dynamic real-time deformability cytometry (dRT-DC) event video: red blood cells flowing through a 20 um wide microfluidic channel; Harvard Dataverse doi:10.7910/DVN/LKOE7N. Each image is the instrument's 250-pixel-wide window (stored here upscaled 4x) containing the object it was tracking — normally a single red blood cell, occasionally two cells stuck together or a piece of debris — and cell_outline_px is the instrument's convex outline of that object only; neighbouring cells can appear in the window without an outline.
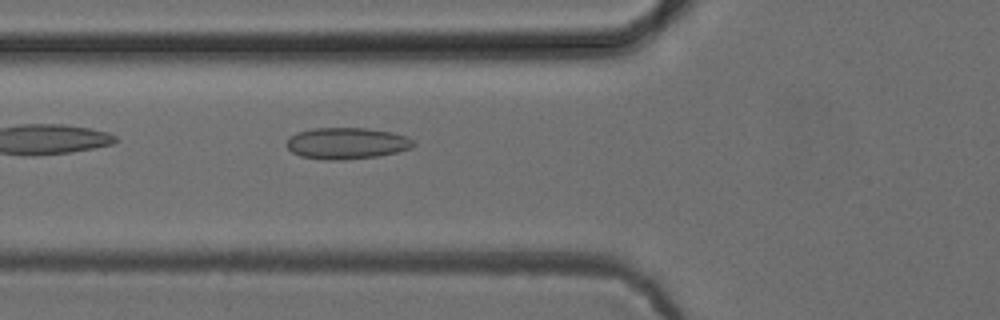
{"species": "common noctule bat (a hibernating species)", "species_latin": "Nyctalus noctula", "temperature_condition": "cold", "stored_images_in_passage": 36, "camera_frame_rate_fps": 3000, "um_per_image_px": 0.085, "animal": {"sex": "female", "body_mass_g": 24.6, "forearm_length_mm": 56.2}, "frame": {"image": 1, "passage_image": 3, "time_ms": 0.667, "image_size_px": [1000, 320], "cell_outline_px": [[416, 144], [412, 148], [380, 156], [344, 160], [324, 160], [300, 156], [292, 152], [284, 144], [288, 136], [296, 132], [316, 128], [364, 128], [392, 132], [408, 136]], "centroid_in_image_um": [29.45, 12.18], "position_along_channel_um": 96.4, "area_um2": 23.58}}
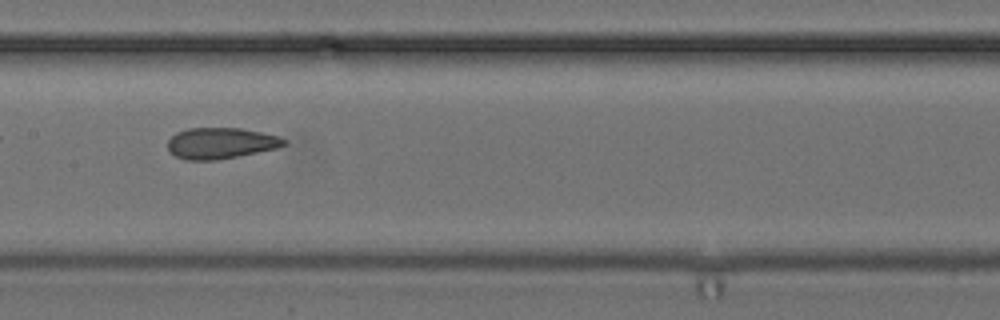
{"frame": {"image": 2, "passage_image": 10, "time_ms": 3.0, "image_size_px": [1000, 320], "cell_outline_px": [[288, 144], [276, 148], [216, 160], [184, 160], [176, 156], [168, 148], [168, 140], [176, 132], [188, 128], [240, 128], [280, 136], [288, 140]], "centroid_in_image_um": [18.77, 12.16], "position_along_channel_um": 188.6, "area_um2": 20.98}}
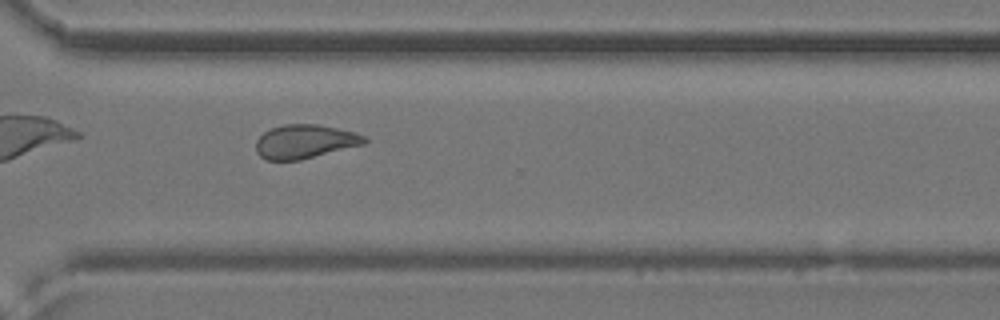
{"frame": {"image": 3, "passage_image": 22, "time_ms": 7.0, "image_size_px": [1000, 320], "cell_outline_px": [[368, 140], [364, 144], [300, 160], [268, 160], [260, 156], [256, 152], [256, 140], [264, 132], [272, 128], [284, 124], [320, 124], [356, 132], [364, 136]], "centroid_in_image_um": [25.92, 12.02], "position_along_channel_um": 344.7, "area_um2": 21.39}, "authors_computed_cell_mechanics": {"area_um2": 21.5883, "velocity_mm_per_s": 3.9172, "shape_relaxation_time_tau1_ms": null, "shape_relaxation_time_tau2_ms": 1.423, "deformation_change_tau1": null, "deformation_change_tau2": 0.0859}}